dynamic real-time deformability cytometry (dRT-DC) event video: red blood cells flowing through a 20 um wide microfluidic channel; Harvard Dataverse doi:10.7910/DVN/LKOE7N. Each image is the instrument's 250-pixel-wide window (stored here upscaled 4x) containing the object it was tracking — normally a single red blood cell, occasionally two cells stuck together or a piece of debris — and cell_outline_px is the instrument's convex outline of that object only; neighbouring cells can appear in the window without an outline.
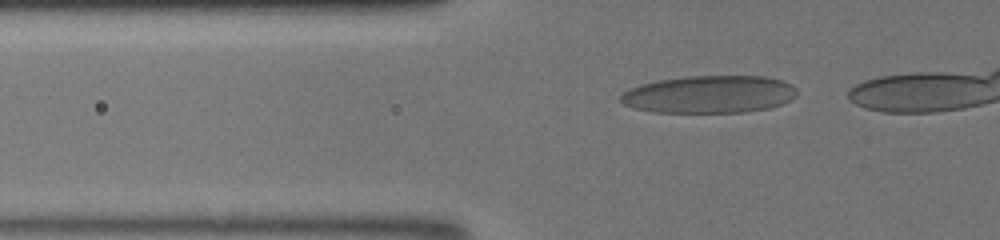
{"species": "human", "species_latin": "Homo sapiens", "temperature_condition": "room temperature", "stored_images_in_passage": 21, "camera_frame_rate_fps": 3000, "um_per_image_px": 0.085, "donor": {"sex": "male"}, "frame": {"image": 1, "passage_image": 12, "time_ms": 3.667, "image_size_px": [1000, 240], "cell_outline_px": [[796, 96], [780, 104], [768, 108], [744, 112], [652, 112], [636, 108], [624, 104], [620, 100], [620, 96], [624, 92], [640, 84], [660, 80], [688, 76], [764, 76], [784, 80], [792, 84], [796, 88]], "centroid_in_image_um": [60.32, 8.01], "position_along_channel_um": 65.5, "area_um2": 38.38}}
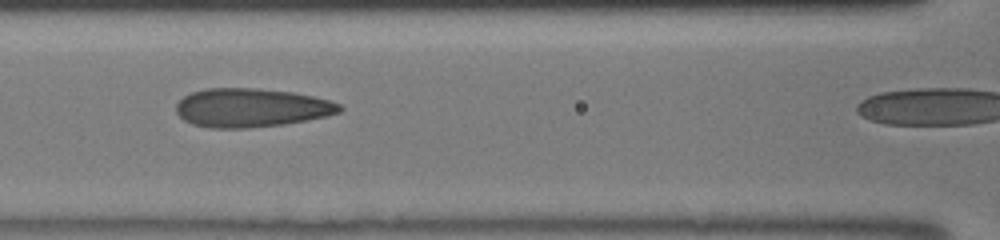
{"frame": {"image": 2, "passage_image": 18, "time_ms": 5.667, "image_size_px": [1000, 240], "cell_outline_px": [[344, 108], [340, 112], [328, 116], [308, 120], [284, 124], [248, 128], [208, 128], [192, 124], [184, 120], [176, 112], [176, 104], [184, 96], [192, 92], [208, 88], [256, 88], [292, 92], [312, 96], [328, 100], [340, 104]], "centroid_in_image_um": [21.36, 9.16], "position_along_channel_um": 145.2, "area_um2": 36.99}}